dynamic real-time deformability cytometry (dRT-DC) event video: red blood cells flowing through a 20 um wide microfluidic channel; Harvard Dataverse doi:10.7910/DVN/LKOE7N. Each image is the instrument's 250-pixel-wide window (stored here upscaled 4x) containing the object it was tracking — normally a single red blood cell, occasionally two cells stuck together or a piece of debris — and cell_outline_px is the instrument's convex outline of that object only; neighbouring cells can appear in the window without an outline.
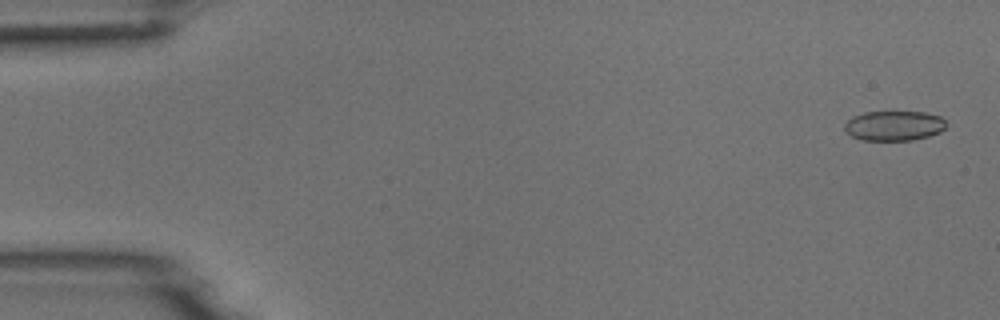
{"species": "common noctule bat (a hibernating species)", "species_latin": "Nyctalus noctula", "temperature_condition": "room temperature", "stored_images_in_passage": 4, "camera_frame_rate_fps": 3000, "um_per_image_px": 0.085, "animal": {"sex": "male", "body_mass_g": 18.8}, "frame": {"image": 1, "passage_image": 1, "time_ms": 0.0, "image_size_px": [1000, 320], "cell_outline_px": [[944, 128], [940, 132], [928, 136], [912, 140], [860, 140], [852, 136], [844, 128], [844, 124], [852, 116], [864, 112], [924, 112], [940, 116], [944, 120]], "centroid_in_image_um": [75.97, 10.68], "position_along_channel_um": 9.0, "area_um2": 17.57}}
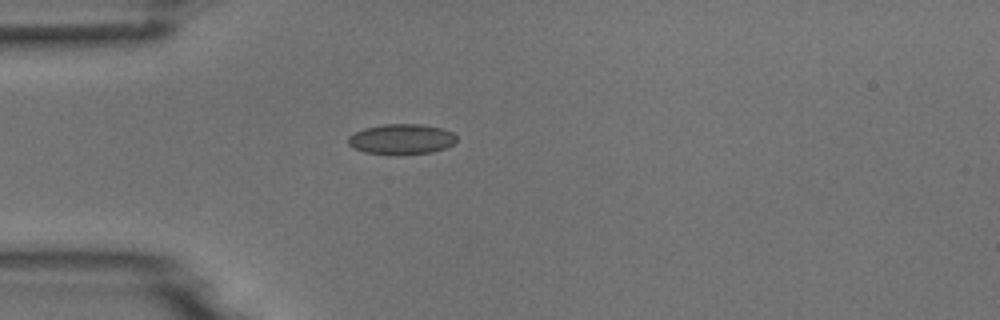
{"frame": {"image": 2, "passage_image": 4, "time_ms": 1.0, "image_size_px": [1000, 320], "cell_outline_px": [[456, 140], [452, 144], [444, 148], [432, 152], [396, 156], [364, 152], [352, 148], [348, 144], [348, 136], [364, 128], [384, 124], [420, 124], [440, 128], [452, 132], [456, 136]], "centroid_in_image_um": [34.08, 11.85], "position_along_channel_um": 50.9, "area_um2": 19.36}}